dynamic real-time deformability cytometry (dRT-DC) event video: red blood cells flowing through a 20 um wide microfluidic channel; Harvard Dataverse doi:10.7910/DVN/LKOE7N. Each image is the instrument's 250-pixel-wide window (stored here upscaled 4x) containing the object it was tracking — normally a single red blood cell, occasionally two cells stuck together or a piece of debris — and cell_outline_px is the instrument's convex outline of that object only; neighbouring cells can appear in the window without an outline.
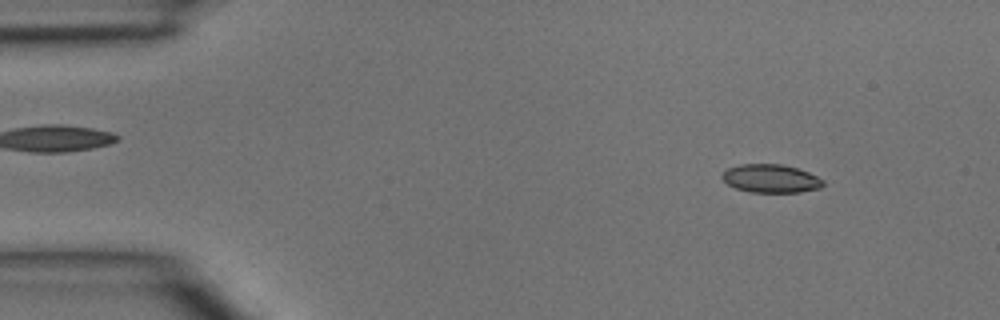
{"species": "common noctule bat (a hibernating species)", "species_latin": "Nyctalus noctula", "temperature_condition": "room temperature", "stored_images_in_passage": 3, "camera_frame_rate_fps": 3000, "um_per_image_px": 0.085, "animal": {"sex": "male", "body_mass_g": 15.6}, "frame": {"image": 1, "passage_image": 1, "time_ms": 0.0, "image_size_px": [1000, 320], "cell_outline_px": [[824, 184], [820, 188], [800, 192], [752, 192], [736, 188], [728, 184], [720, 176], [728, 168], [740, 164], [780, 164], [796, 168], [808, 172], [824, 180]], "centroid_in_image_um": [65.52, 15.17], "position_along_channel_um": 19.5, "area_um2": 16.53}}
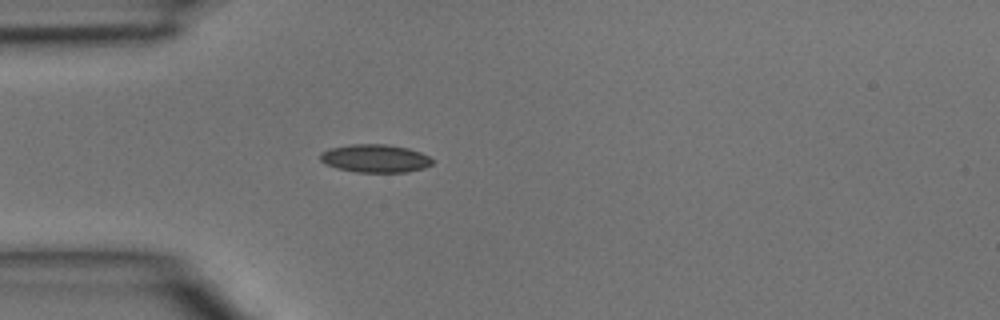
{"frame": {"image": 2, "passage_image": 3, "time_ms": 0.667, "image_size_px": [1000, 320], "cell_outline_px": [[432, 164], [424, 168], [408, 172], [356, 172], [340, 168], [328, 164], [320, 160], [320, 152], [328, 148], [352, 144], [388, 144], [408, 148], [420, 152], [428, 156], [432, 160]], "centroid_in_image_um": [31.9, 13.45], "position_along_channel_um": 53.1, "area_um2": 18.26}}